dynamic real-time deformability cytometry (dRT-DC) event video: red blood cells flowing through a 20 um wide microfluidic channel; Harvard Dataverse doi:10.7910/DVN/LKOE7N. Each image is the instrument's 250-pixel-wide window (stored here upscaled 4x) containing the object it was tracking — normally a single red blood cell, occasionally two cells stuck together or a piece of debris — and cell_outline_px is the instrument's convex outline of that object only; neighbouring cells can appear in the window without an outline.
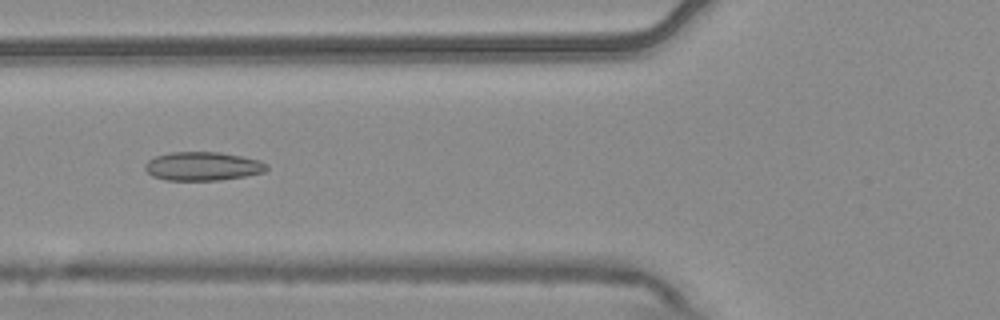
{"species": "common noctule bat (a hibernating species)", "species_latin": "Nyctalus noctula", "temperature_condition": "warm", "stored_images_in_passage": 7, "camera_frame_rate_fps": 3000, "um_per_image_px": 0.085, "animal": {"sex": "male", "body_mass_g": 20.4}, "frame": {"image": 1, "passage_image": 5, "time_ms": 1.333, "image_size_px": [1000, 320], "cell_outline_px": [[268, 168], [264, 172], [244, 176], [220, 180], [164, 180], [152, 176], [144, 168], [144, 164], [148, 160], [156, 156], [172, 152], [220, 152], [260, 160], [268, 164]], "centroid_in_image_um": [17.22, 14.13], "position_along_channel_um": 108.6, "area_um2": 20.35}}
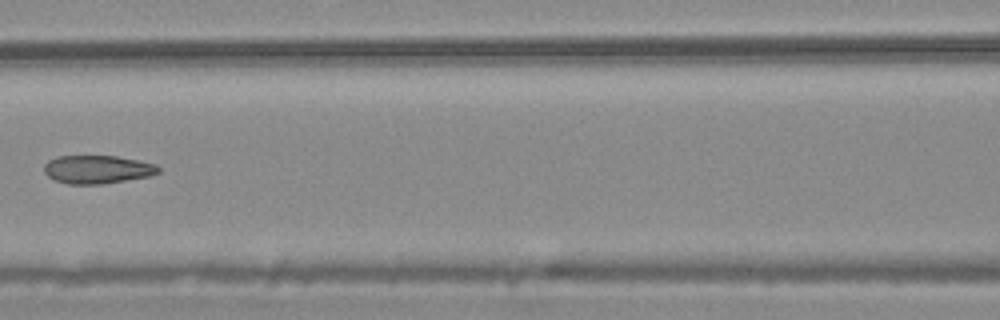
{"frame": {"image": 2, "passage_image": 6, "time_ms": 1.667, "image_size_px": [1000, 320], "cell_outline_px": [[160, 172], [148, 176], [104, 184], [68, 184], [52, 180], [44, 172], [44, 164], [48, 160], [56, 156], [116, 156], [156, 164], [160, 168]], "centroid_in_image_um": [8.23, 14.4], "position_along_channel_um": 158.4, "area_um2": 18.9}}
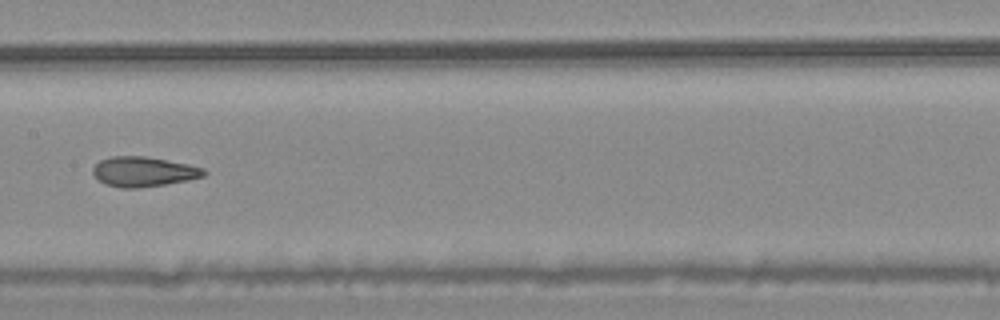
{"frame": {"image": 3, "passage_image": 7, "time_ms": 2.0, "image_size_px": [1000, 320], "cell_outline_px": [[208, 172], [204, 176], [188, 180], [164, 184], [136, 188], [120, 188], [104, 184], [92, 172], [92, 168], [100, 160], [112, 156], [144, 156], [188, 164], [204, 168]], "centroid_in_image_um": [12.2, 14.59], "position_along_channel_um": 195.2, "area_um2": 19.25}}